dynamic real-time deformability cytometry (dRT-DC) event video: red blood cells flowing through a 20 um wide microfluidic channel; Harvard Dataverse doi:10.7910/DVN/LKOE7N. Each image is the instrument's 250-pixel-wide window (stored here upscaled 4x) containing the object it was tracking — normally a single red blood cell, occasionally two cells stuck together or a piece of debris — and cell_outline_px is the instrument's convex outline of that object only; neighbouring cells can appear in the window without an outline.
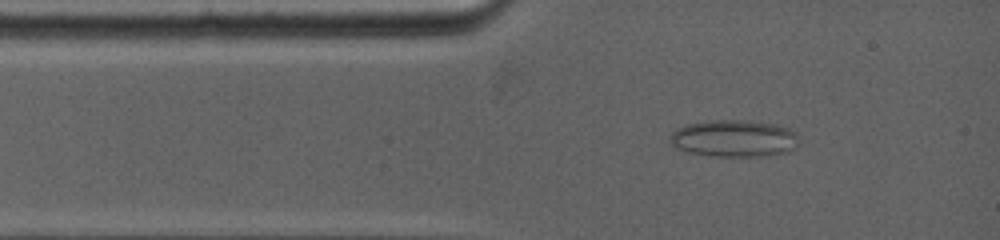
{"species": "common noctule bat (a hibernating species)", "species_latin": "Nyctalus noctula", "temperature_condition": "warm", "stored_images_in_passage": 83, "camera_frame_rate_fps": 5000, "um_per_image_px": 0.085, "animal": {"sex": "female", "body_mass_g": 19.0, "forearm_length_mm": 53.3}, "frame": {"image": 1, "passage_image": 5, "time_ms": 1.0, "image_size_px": [1000, 240], "cell_outline_px": [[796, 148], [788, 152], [768, 156], [708, 156], [688, 152], [676, 148], [672, 144], [668, 136], [676, 128], [688, 124], [712, 120], [744, 120], [776, 124], [788, 128], [796, 132]], "centroid_in_image_um": [62.38, 11.77], "position_along_channel_um": 22.6, "area_um2": 27.98}}
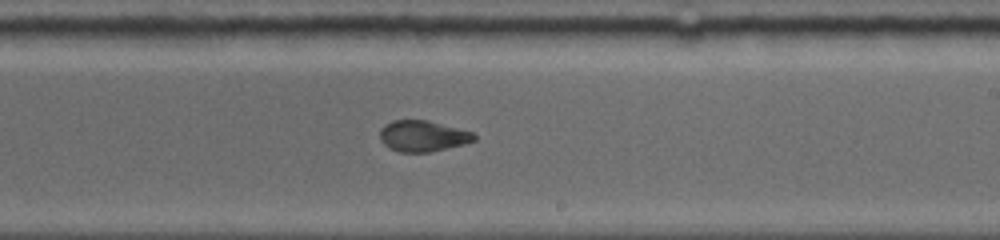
{"frame": {"image": 2, "passage_image": 42, "time_ms": 7.2, "image_size_px": [1000, 240], "cell_outline_px": [[476, 140], [464, 144], [432, 152], [400, 152], [388, 148], [380, 140], [380, 128], [384, 124], [392, 120], [428, 120], [472, 132], [476, 136]], "centroid_in_image_um": [35.91, 11.56], "position_along_channel_um": 253.1, "area_um2": 17.17}}
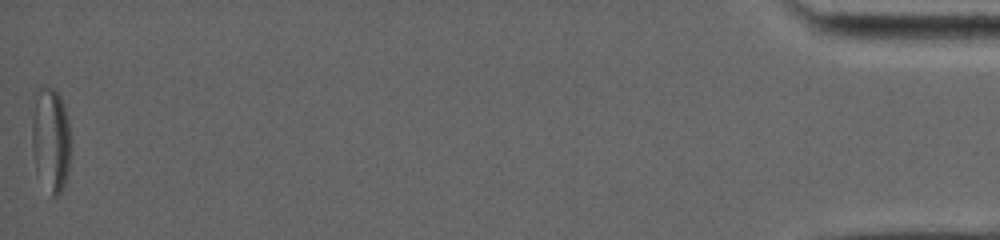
{"frame": {"image": 3, "passage_image": 83, "time_ms": 15.8, "image_size_px": [1000, 240], "cell_outline_px": [[68, 168], [64, 184], [60, 192], [56, 196], [52, 196], [36, 172], [32, 148], [32, 92], [40, 88], [52, 88], [60, 96], [68, 120]], "centroid_in_image_um": [4.25, 11.8], "position_along_channel_um": 431.0, "area_um2": 23.29}, "authors_computed_cell_mechanics": {"area_um2": 18.4382, "velocity_mm_per_s": 3.9264, "shape_relaxation_time_tau1_ms": null, "shape_relaxation_time_tau2_ms": 1.6962, "deformation_change_tau1": null, "deformation_change_tau2": 0.0703}}